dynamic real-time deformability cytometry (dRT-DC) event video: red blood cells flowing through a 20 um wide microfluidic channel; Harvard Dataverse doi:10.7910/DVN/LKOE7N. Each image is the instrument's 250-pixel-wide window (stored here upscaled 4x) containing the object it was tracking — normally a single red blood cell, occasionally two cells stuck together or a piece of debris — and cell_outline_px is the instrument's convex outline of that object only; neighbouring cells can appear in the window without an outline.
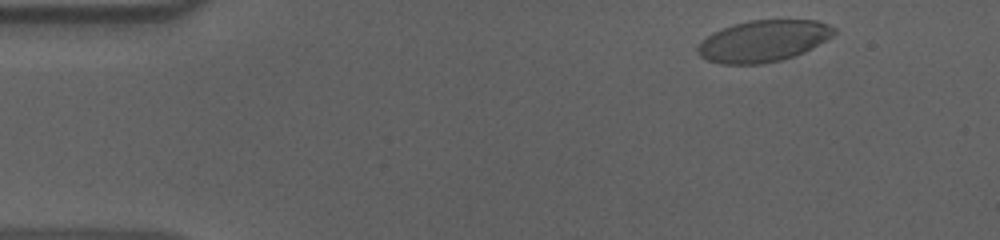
{"species": "human", "species_latin": "Homo sapiens", "temperature_condition": "cold", "stored_images_in_passage": 53, "camera_frame_rate_fps": 3000, "um_per_image_px": 0.085, "donor": {"sex": "male"}, "frame": {"image": 1, "passage_image": 3, "time_ms": 0.667, "image_size_px": [1000, 240], "cell_outline_px": [[836, 32], [832, 36], [804, 52], [780, 60], [764, 64], [720, 64], [708, 60], [700, 56], [696, 52], [696, 48], [712, 32], [732, 24], [748, 20], [816, 20], [828, 24], [836, 28]], "centroid_in_image_um": [64.87, 3.48], "position_along_channel_um": 20.1, "area_um2": 32.95}}
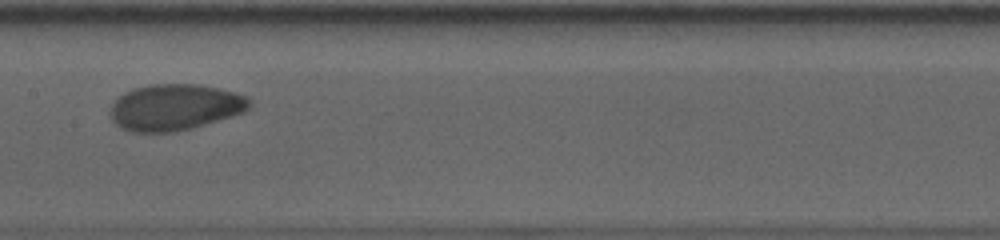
{"frame": {"image": 2, "passage_image": 25, "time_ms": 8.0, "image_size_px": [1000, 240], "cell_outline_px": [[252, 104], [244, 112], [232, 116], [192, 128], [172, 132], [132, 132], [120, 128], [108, 116], [108, 112], [112, 104], [124, 92], [132, 88], [148, 84], [196, 84], [236, 92], [248, 96], [252, 100]], "centroid_in_image_um": [14.85, 9.11], "position_along_channel_um": 192.6, "area_um2": 37.86}}
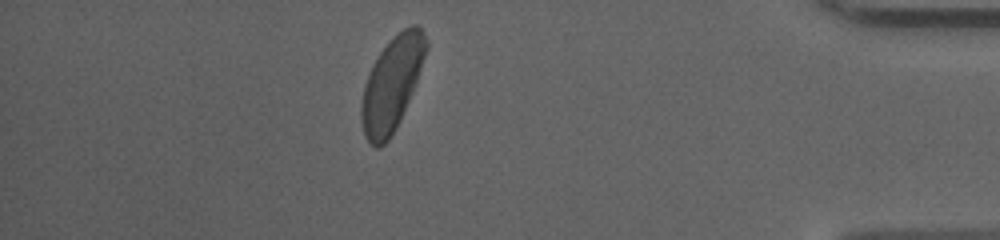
{"frame": {"image": 3, "passage_image": 46, "time_ms": 15.0, "image_size_px": [1000, 240], "cell_outline_px": [[428, 48], [416, 84], [400, 120], [396, 128], [388, 140], [380, 148], [376, 148], [364, 136], [360, 120], [360, 104], [364, 84], [372, 64], [388, 40], [396, 32], [412, 24], [416, 24], [420, 28], [428, 40]], "centroid_in_image_um": [33.3, 7.11], "position_along_channel_um": 401.9, "area_um2": 35.72}, "authors_computed_cell_mechanics": {"area_um2": 35.836, "velocity_mm_per_s": 3.6076, "shape_relaxation_time_tau1_ms": 3.8468, "shape_relaxation_time_tau2_ms": 2.3853, "deformation_change_tau1": 0.1335, "deformation_change_tau2": 0.0483}}